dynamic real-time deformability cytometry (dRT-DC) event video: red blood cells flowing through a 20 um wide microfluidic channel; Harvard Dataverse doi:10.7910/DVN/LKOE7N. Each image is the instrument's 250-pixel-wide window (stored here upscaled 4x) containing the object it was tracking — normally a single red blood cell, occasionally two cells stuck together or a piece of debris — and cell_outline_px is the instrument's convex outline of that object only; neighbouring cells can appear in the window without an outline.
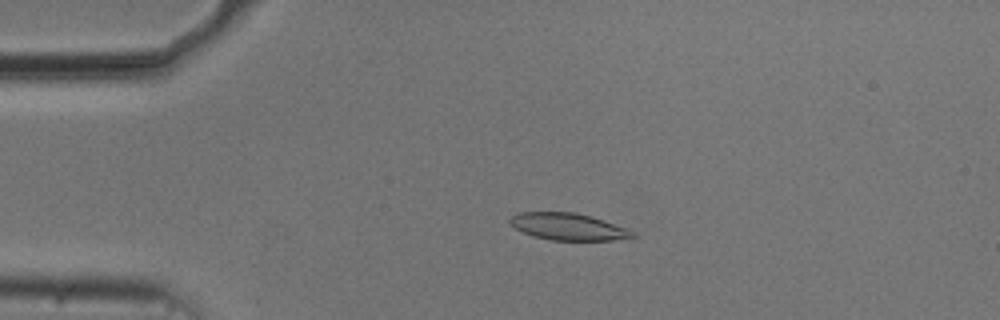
{"species": "common noctule bat (a hibernating species)", "species_latin": "Nyctalus noctula", "temperature_condition": "cold", "stored_images_in_passage": 54, "camera_frame_rate_fps": 3000, "um_per_image_px": 0.085, "animal": {"sex": "male", "body_mass_g": 20.5, "forearm_length_mm": 52.5}, "frame": {"image": 1, "passage_image": 12, "time_ms": 3.667, "image_size_px": [1000, 320], "cell_outline_px": [[636, 236], [612, 240], [552, 240], [536, 236], [524, 232], [516, 228], [508, 220], [512, 216], [520, 212], [576, 212], [624, 228], [632, 232]], "centroid_in_image_um": [48.23, 19.26], "position_along_channel_um": 36.8, "area_um2": 18.55}}
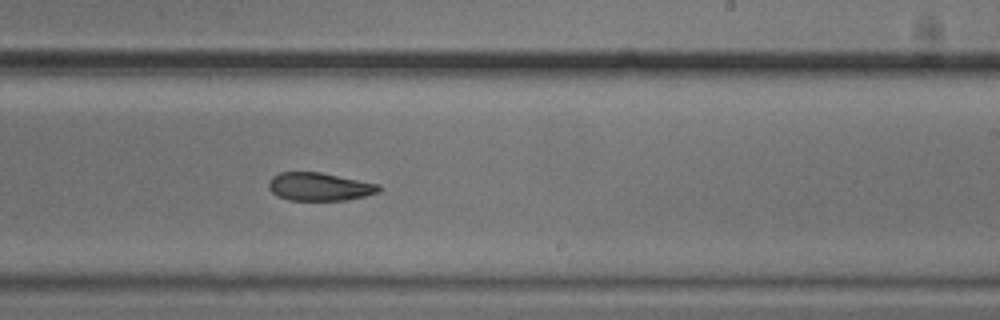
{"frame": {"image": 2, "passage_image": 33, "time_ms": 10.667, "image_size_px": [1000, 320], "cell_outline_px": [[380, 192], [348, 200], [288, 200], [276, 196], [268, 188], [268, 180], [272, 176], [280, 172], [320, 172], [380, 184]], "centroid_in_image_um": [27.13, 15.87], "position_along_channel_um": 261.9, "area_um2": 18.21}}
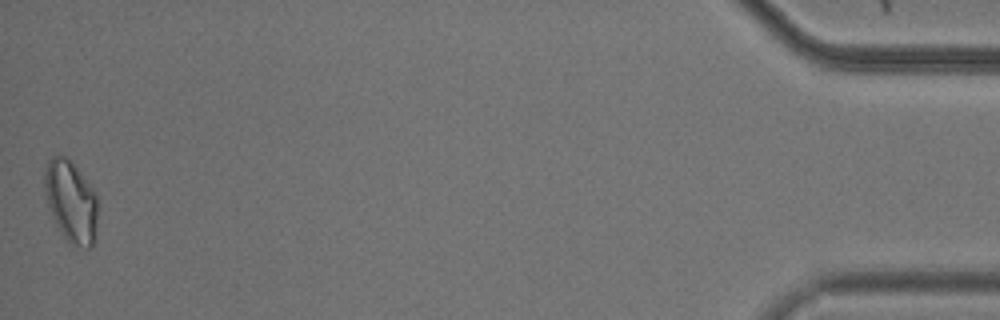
{"frame": {"image": 3, "passage_image": 54, "time_ms": 17.667, "image_size_px": [1000, 320], "cell_outline_px": [[96, 236], [92, 248], [88, 248], [72, 244], [64, 236], [56, 224], [52, 216], [44, 192], [44, 168], [48, 160], [52, 156], [64, 156], [80, 172], [96, 192]], "centroid_in_image_um": [6.02, 17.12], "position_along_channel_um": 429.2, "area_um2": 25.09}, "authors_computed_cell_mechanics": {"area_um2": 19.7098, "velocity_mm_per_s": 3.7132, "shape_relaxation_time_tau1_ms": 4.4322, "shape_relaxation_time_tau2_ms": 9.5523, "deformation_change_tau1": 0.1342, "deformation_change_tau2": 0.1618}}